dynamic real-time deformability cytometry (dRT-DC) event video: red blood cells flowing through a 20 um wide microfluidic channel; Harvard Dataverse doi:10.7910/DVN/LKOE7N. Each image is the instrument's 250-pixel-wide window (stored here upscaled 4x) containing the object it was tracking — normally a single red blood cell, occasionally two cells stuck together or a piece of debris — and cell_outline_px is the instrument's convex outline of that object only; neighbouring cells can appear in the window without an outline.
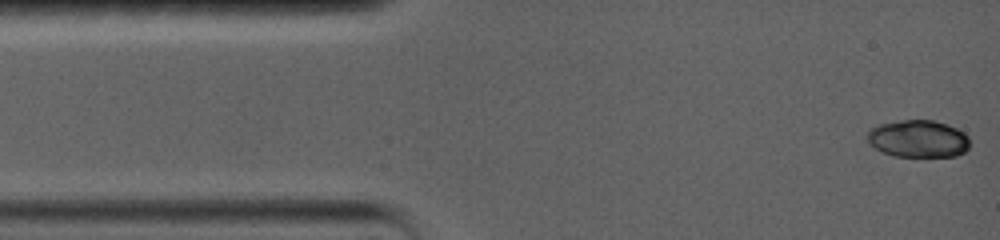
{"species": "common noctule bat (a hibernating species)", "species_latin": "Nyctalus noctula", "temperature_condition": "warm", "stored_images_in_passage": 40, "camera_frame_rate_fps": 5000, "um_per_image_px": 0.085, "animal": {"sex": "female", "body_mass_g": 19.0, "forearm_length_mm": 56.7}, "frame": {"image": 1, "passage_image": 1, "time_ms": 0.0, "image_size_px": [1000, 240], "cell_outline_px": [[968, 148], [964, 152], [956, 156], [892, 156], [876, 148], [868, 140], [868, 132], [872, 128], [880, 124], [900, 120], [932, 120], [948, 124], [964, 132], [968, 136]], "centroid_in_image_um": [78.08, 11.79], "position_along_channel_um": 6.9, "area_um2": 22.08}}
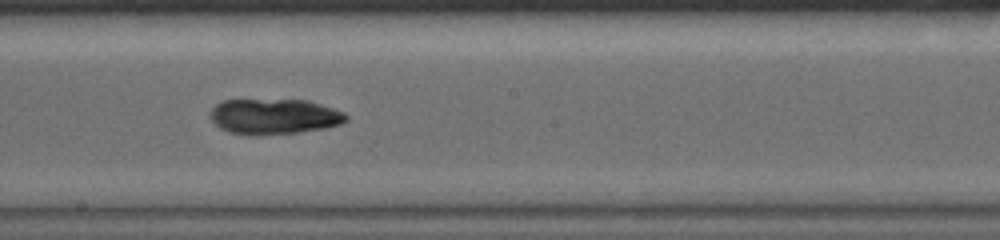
{"frame": {"image": 2, "passage_image": 23, "time_ms": 8.2, "image_size_px": [1000, 240], "cell_outline_px": [[348, 120], [340, 124], [324, 128], [296, 132], [256, 136], [248, 136], [228, 132], [220, 128], [208, 116], [212, 108], [216, 104], [224, 100], [308, 100], [344, 112], [348, 116]], "centroid_in_image_um": [23.27, 9.91], "position_along_channel_um": 224.9, "area_um2": 28.21}}
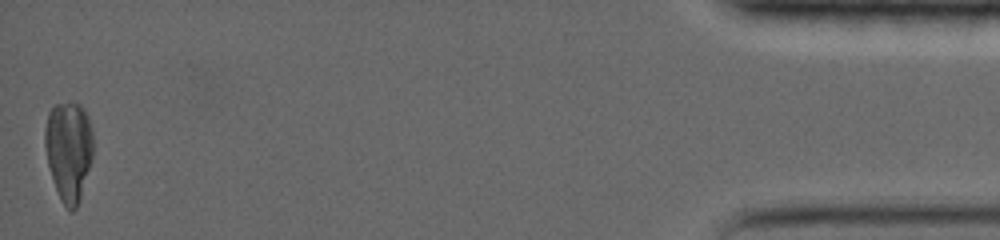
{"frame": {"image": 3, "passage_image": 40, "time_ms": 17.4, "image_size_px": [1000, 240], "cell_outline_px": [[92, 156], [80, 200], [76, 208], [72, 212], [68, 212], [60, 200], [48, 164], [44, 144], [44, 128], [48, 112], [56, 104], [80, 104], [84, 108], [88, 116], [92, 128]], "centroid_in_image_um": [5.83, 12.82], "position_along_channel_um": 429.4, "area_um2": 28.09}, "authors_computed_cell_mechanics": {"area_um2": 27.0793, "velocity_mm_per_s": 3.6182, "shape_relaxation_time_tau1_ms": null, "shape_relaxation_time_tau2_ms": 3.535, "deformation_change_tau1": null, "deformation_change_tau2": 0.0446}}